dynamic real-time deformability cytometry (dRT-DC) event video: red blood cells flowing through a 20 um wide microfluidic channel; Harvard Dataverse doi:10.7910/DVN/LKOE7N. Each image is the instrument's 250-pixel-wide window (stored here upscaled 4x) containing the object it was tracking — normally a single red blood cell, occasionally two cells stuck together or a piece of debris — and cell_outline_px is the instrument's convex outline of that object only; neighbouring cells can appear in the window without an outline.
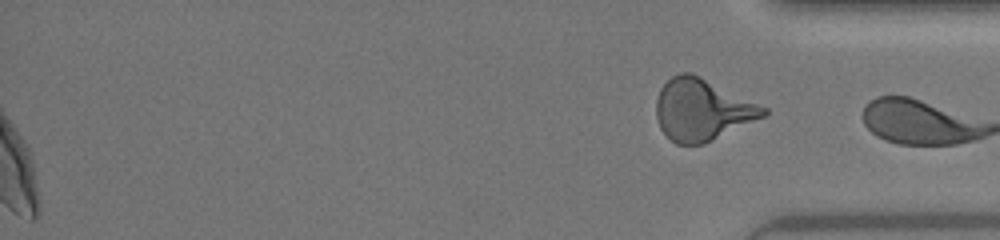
{"species": "human", "species_latin": "Homo sapiens", "temperature_condition": "warm", "stored_images_in_passage": 38, "segment_of_instrument_passage": [2, 2], "camera_frame_rate_fps": 3000, "um_per_image_px": 0.085, "donor": {"sex": "female"}, "frame": {"image": 1, "passage_image": 38, "time_ms": 12.333, "image_size_px": [1000, 240], "cell_outline_px": [[768, 112], [764, 116], [704, 144], [676, 144], [660, 128], [656, 116], [656, 100], [660, 88], [672, 76], [680, 72], [692, 72], [768, 108]], "centroid_in_image_um": [59.66, 9.31], "position_along_channel_um": 375.5, "area_um2": 38.26}}